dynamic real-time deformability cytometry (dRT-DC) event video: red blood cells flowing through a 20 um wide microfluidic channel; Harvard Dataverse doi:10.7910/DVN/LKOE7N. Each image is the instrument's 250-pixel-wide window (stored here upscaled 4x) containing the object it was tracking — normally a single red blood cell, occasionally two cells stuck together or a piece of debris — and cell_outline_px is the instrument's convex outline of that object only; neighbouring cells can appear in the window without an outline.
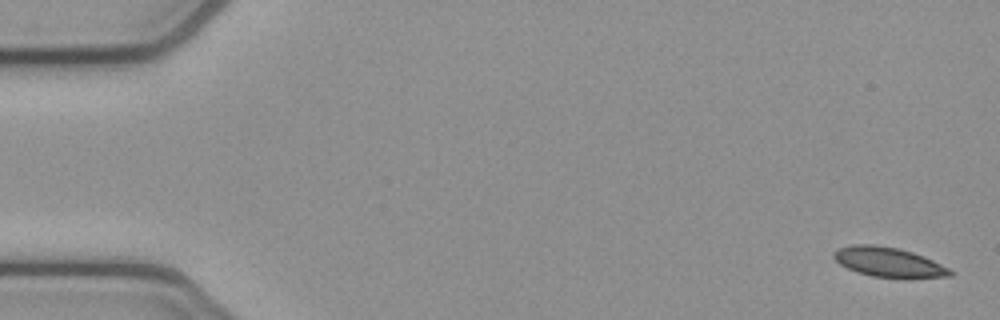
{"species": "common noctule bat (a hibernating species)", "species_latin": "Nyctalus noctula", "temperature_condition": "cold", "stored_images_in_passage": 5, "camera_frame_rate_fps": 3000, "um_per_image_px": 0.085, "animal": {"sex": "female", "body_mass_g": 21.9}, "frame": {"image": 1, "passage_image": 1, "time_ms": 0.0, "image_size_px": [1000, 320], "cell_outline_px": [[956, 272], [952, 276], [872, 276], [856, 272], [840, 264], [832, 256], [832, 252], [840, 248], [852, 244], [876, 244], [896, 248], [912, 252], [924, 256]], "centroid_in_image_um": [75.47, 22.24], "position_along_channel_um": 9.5, "area_um2": 19.54}}
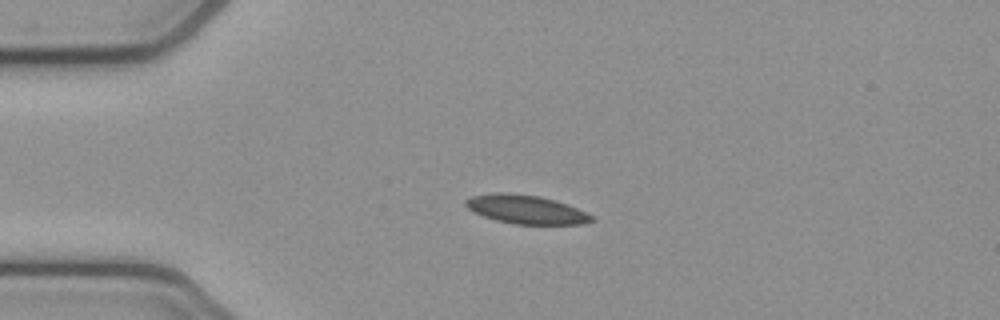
{"frame": {"image": 2, "passage_image": 4, "time_ms": 1.0, "image_size_px": [1000, 320], "cell_outline_px": [[596, 220], [580, 224], [512, 224], [496, 220], [472, 212], [464, 204], [464, 200], [472, 196], [496, 192], [504, 192], [540, 196], [556, 200], [568, 204], [596, 216]], "centroid_in_image_um": [44.73, 17.8], "position_along_channel_um": 40.3, "area_um2": 21.33}}